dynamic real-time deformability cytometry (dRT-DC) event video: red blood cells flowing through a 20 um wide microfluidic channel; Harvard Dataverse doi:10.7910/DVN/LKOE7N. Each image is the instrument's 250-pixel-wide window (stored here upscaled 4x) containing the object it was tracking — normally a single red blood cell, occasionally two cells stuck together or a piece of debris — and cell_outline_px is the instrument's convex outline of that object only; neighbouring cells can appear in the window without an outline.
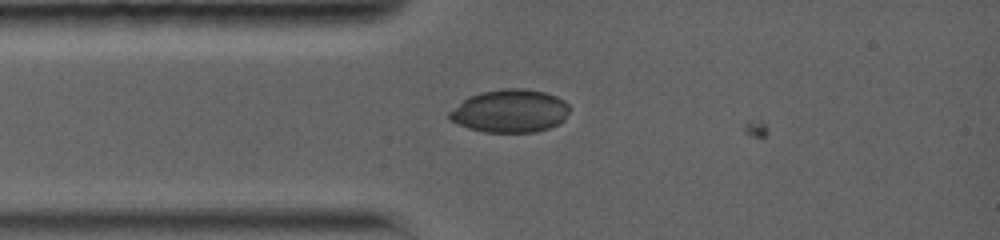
{"species": "common noctule bat (a hibernating species)", "species_latin": "Nyctalus noctula", "temperature_condition": "warm", "stored_images_in_passage": 5, "camera_frame_rate_fps": 5000, "um_per_image_px": 0.085, "animal": {"sex": "female", "body_mass_g": 19.0, "forearm_length_mm": 56.7}, "frame": {"image": 1, "passage_image": 1, "time_ms": 0.0, "image_size_px": [1000, 240], "cell_outline_px": [[568, 112], [564, 120], [548, 128], [536, 132], [484, 132], [468, 128], [452, 120], [448, 116], [448, 112], [468, 96], [480, 92], [504, 88], [524, 88], [544, 92], [556, 96], [564, 100], [568, 104]], "centroid_in_image_um": [43.35, 9.42], "position_along_channel_um": 41.7, "area_um2": 30.06}}
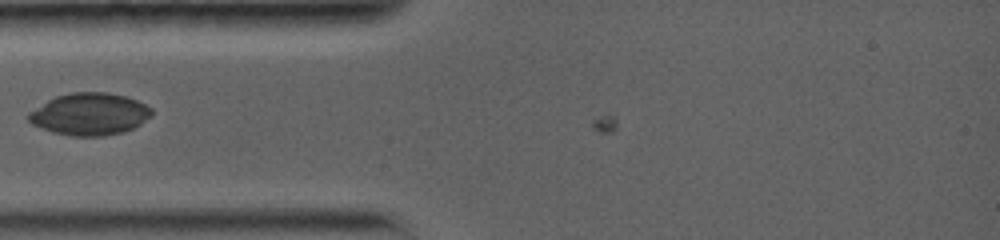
{"frame": {"image": 2, "passage_image": 3, "time_ms": 1.0, "image_size_px": [1000, 240], "cell_outline_px": [[152, 116], [140, 124], [124, 132], [104, 136], [72, 136], [52, 132], [32, 124], [28, 120], [28, 112], [48, 100], [56, 96], [72, 92], [108, 92], [124, 96], [136, 100], [152, 108]], "centroid_in_image_um": [7.62, 9.7], "position_along_channel_um": 77.4, "area_um2": 30.23}}